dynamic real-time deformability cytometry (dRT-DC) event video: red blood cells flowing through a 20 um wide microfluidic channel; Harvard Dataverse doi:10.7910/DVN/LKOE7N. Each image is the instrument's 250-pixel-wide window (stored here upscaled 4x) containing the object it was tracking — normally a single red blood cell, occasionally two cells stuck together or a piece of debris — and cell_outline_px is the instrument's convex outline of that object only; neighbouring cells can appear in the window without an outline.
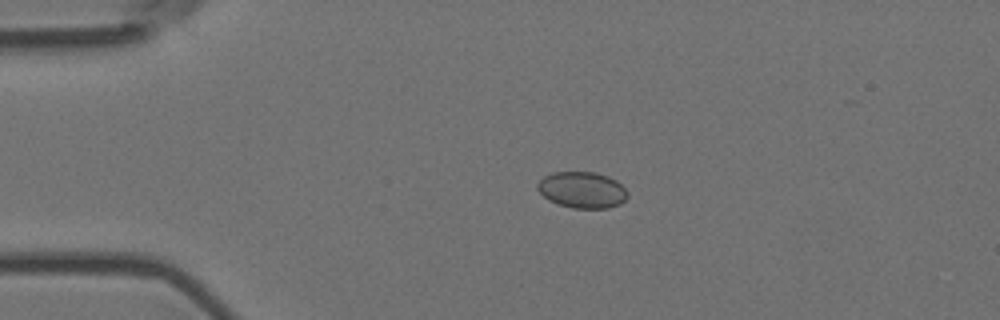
{"species": "Egyptian fruit bat (a non-hibernating species)", "species_latin": "Rousettus aegyptiacus", "temperature_condition": "room temperature", "stored_images_in_passage": 3, "camera_frame_rate_fps": 3000, "um_per_image_px": 0.085, "animal": {"sex": "female"}, "frame": {"image": 1, "passage_image": 2, "time_ms": 0.333, "image_size_px": [1000, 320], "cell_outline_px": [[628, 196], [620, 204], [608, 208], [572, 208], [548, 200], [536, 188], [536, 184], [544, 176], [552, 172], [596, 172], [608, 176], [616, 180], [628, 192]], "centroid_in_image_um": [49.48, 16.13], "position_along_channel_um": 35.5, "area_um2": 19.07}}